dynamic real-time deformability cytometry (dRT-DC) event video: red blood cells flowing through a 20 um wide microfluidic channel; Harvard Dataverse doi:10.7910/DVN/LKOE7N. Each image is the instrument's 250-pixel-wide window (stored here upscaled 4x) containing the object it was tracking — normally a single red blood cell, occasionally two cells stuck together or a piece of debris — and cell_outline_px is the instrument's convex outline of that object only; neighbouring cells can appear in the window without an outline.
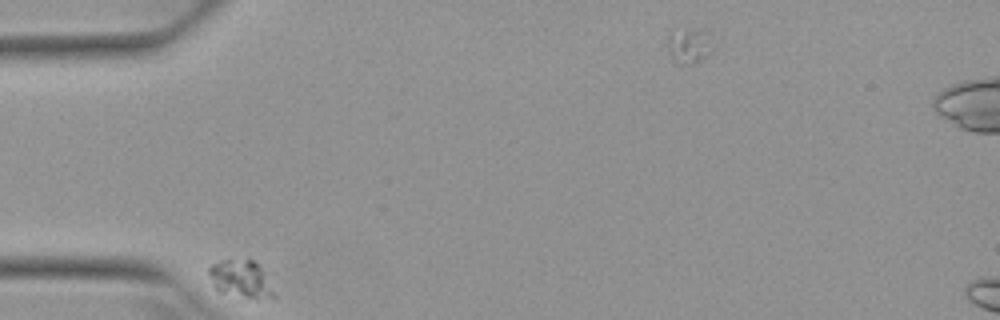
{"species": "Egyptian fruit bat (a non-hibernating species)", "species_latin": "Rousettus aegyptiacus", "temperature_condition": "warm", "stored_images_in_passage": 4, "camera_frame_rate_fps": 3000, "um_per_image_px": 0.085, "animal": {"sex": "female"}, "frame": {"image": 1, "passage_image": 1, "time_ms": 0.0, "image_size_px": [1000, 320], "cell_outline_px": [[276, 300], [220, 292], [212, 284], [208, 272], [208, 268], [212, 264], [220, 260], [252, 260], [260, 268], [276, 296]], "centroid_in_image_um": [20.44, 23.71], "position_along_channel_um": 64.6, "area_um2": 13.64}}
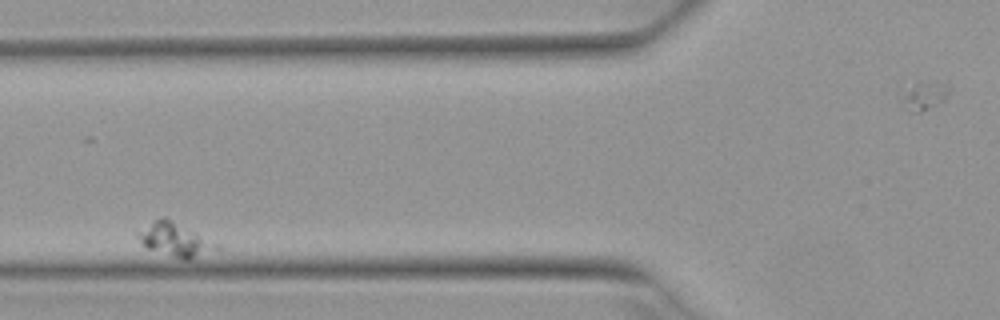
{"frame": {"image": 2, "passage_image": 2, "time_ms": 0.333, "image_size_px": [1000, 320], "cell_outline_px": [[224, 248], [188, 260], [184, 260], [148, 248], [140, 240], [136, 232], [156, 220], [172, 220], [220, 244]], "centroid_in_image_um": [14.99, 20.42], "position_along_channel_um": 110.8, "area_um2": 14.91}}